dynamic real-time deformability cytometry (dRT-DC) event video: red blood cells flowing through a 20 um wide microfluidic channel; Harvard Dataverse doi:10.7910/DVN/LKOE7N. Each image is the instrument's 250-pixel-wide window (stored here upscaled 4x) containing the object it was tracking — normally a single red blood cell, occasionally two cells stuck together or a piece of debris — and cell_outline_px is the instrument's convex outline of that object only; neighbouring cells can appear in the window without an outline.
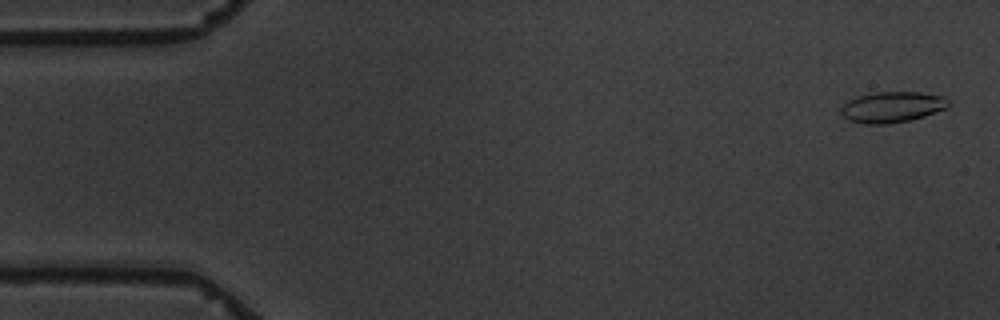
{"species": "common noctule bat (a hibernating species)", "species_latin": "Nyctalus noctula", "temperature_condition": "warm", "stored_images_in_passage": 5, "camera_frame_rate_fps": 3000, "um_per_image_px": 0.085, "animal": {"sex": "male", "body_mass_g": 19.5, "forearm_length_mm": 54.6}, "frame": {"image": 1, "passage_image": 1, "time_ms": 0.0, "image_size_px": [1000, 320], "cell_outline_px": [[948, 108], [912, 120], [888, 124], [864, 124], [848, 120], [840, 112], [840, 108], [848, 100], [856, 96], [876, 92], [920, 92], [944, 96], [948, 100]], "centroid_in_image_um": [75.82, 9.1], "position_along_channel_um": 9.2, "area_um2": 19.48}}